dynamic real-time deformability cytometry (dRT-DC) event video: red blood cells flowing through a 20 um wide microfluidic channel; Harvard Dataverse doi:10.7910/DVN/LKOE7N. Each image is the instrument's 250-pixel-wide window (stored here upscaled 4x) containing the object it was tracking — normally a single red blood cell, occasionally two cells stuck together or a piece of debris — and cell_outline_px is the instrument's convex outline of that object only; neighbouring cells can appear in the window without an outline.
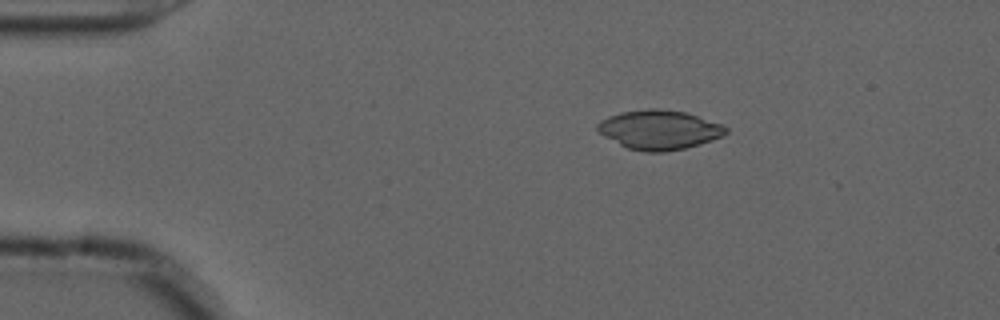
{"species": "common noctule bat (a hibernating species)", "species_latin": "Nyctalus noctula", "temperature_condition": "cold", "stored_images_in_passage": 46, "camera_frame_rate_fps": 3000, "um_per_image_px": 0.085, "animal": {"sex": "male", "forearm_length_mm": 52.5}, "frame": {"image": 1, "passage_image": 1, "time_ms": 0.0, "image_size_px": [1000, 320], "cell_outline_px": [[728, 132], [724, 136], [700, 144], [684, 148], [664, 152], [644, 152], [628, 148], [604, 136], [596, 128], [596, 124], [600, 120], [608, 116], [620, 112], [648, 108], [656, 108], [684, 112], [720, 124], [728, 128]], "centroid_in_image_um": [56.01, 11.03], "position_along_channel_um": 29.0, "area_um2": 29.3}}
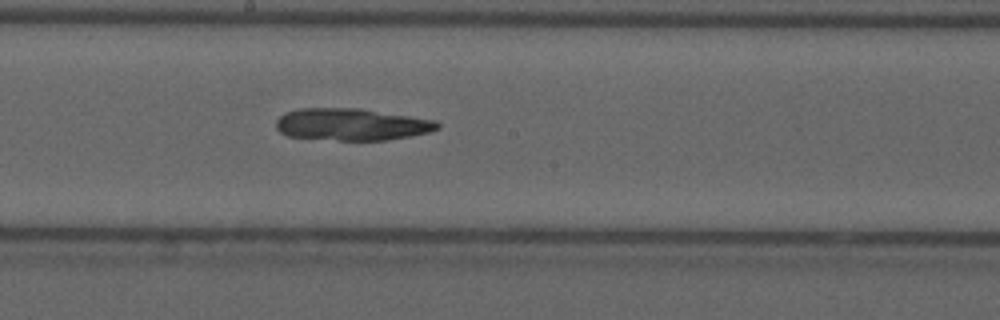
{"frame": {"image": 2, "passage_image": 21, "time_ms": 6.667, "image_size_px": [1000, 320], "cell_outline_px": [[440, 128], [432, 132], [412, 136], [388, 140], [340, 140], [288, 136], [280, 132], [276, 128], [276, 120], [280, 116], [288, 112], [300, 108], [360, 108], [436, 120], [440, 124]], "centroid_in_image_um": [29.94, 10.57], "position_along_channel_um": 218.3, "area_um2": 30.23}}
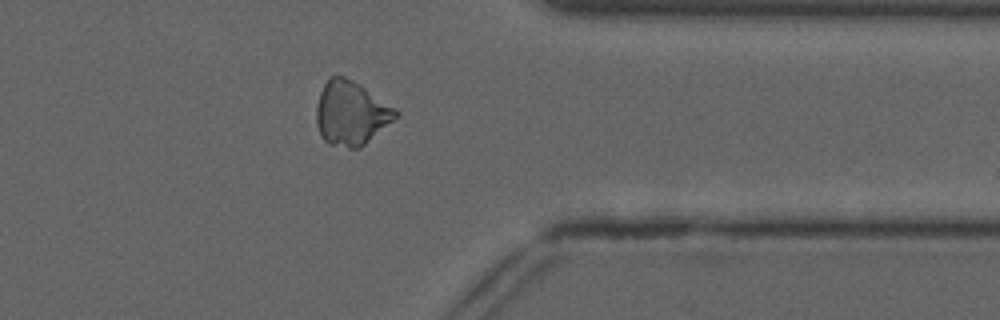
{"frame": {"image": 3, "passage_image": 35, "time_ms": 11.333, "image_size_px": [1000, 320], "cell_outline_px": [[400, 116], [360, 148], [348, 148], [328, 144], [324, 140], [320, 132], [316, 120], [316, 108], [320, 92], [324, 84], [332, 76], [344, 76], [360, 84], [396, 108], [400, 112]], "centroid_in_image_um": [29.87, 9.63], "position_along_channel_um": 381.5, "area_um2": 29.71}}